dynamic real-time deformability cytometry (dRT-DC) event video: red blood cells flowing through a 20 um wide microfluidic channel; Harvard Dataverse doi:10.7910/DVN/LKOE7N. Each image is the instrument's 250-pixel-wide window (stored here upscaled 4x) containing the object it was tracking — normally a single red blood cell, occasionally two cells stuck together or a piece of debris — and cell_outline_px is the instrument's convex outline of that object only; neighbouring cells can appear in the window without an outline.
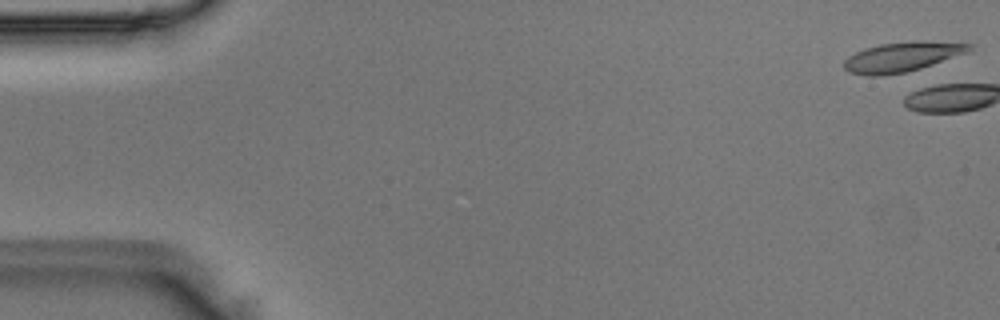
{"species": "Egyptian fruit bat (a non-hibernating species)", "species_latin": "Rousettus aegyptiacus", "temperature_condition": "room temperature", "stored_images_in_passage": 2, "camera_frame_rate_fps": 3000, "um_per_image_px": 0.085, "animal": {"sex": "male"}, "frame": {"image": 1, "passage_image": 1, "time_ms": 0.0, "image_size_px": [1000, 320], "cell_outline_px": [[972, 48], [968, 52], [920, 68], [904, 72], [880, 76], [868, 76], [848, 72], [844, 68], [844, 60], [848, 56], [864, 48], [880, 44], [912, 40], [924, 40], [972, 44]], "centroid_in_image_um": [76.65, 4.82], "position_along_channel_um": 8.4, "area_um2": 21.73}}